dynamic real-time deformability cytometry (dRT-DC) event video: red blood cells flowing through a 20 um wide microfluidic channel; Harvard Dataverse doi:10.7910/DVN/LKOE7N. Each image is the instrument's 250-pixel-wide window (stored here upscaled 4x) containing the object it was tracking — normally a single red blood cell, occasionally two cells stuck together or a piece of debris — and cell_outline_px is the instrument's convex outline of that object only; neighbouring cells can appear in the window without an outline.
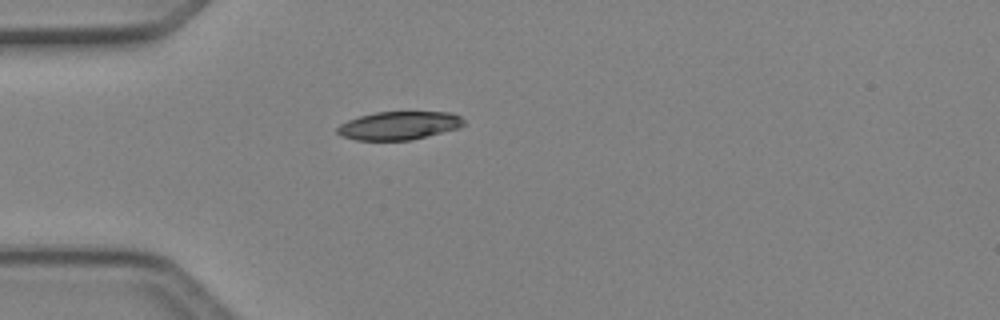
{"species": "Egyptian fruit bat (a non-hibernating species)", "species_latin": "Rousettus aegyptiacus", "temperature_condition": "cold", "stored_images_in_passage": 5, "camera_frame_rate_fps": 3000, "um_per_image_px": 0.085, "animal": {"sex": "female"}, "frame": {"image": 1, "passage_image": 5, "time_ms": 1.333, "image_size_px": [1000, 320], "cell_outline_px": [[464, 124], [460, 128], [412, 140], [356, 140], [340, 136], [336, 132], [336, 128], [340, 124], [348, 120], [360, 116], [376, 112], [452, 112], [460, 116], [464, 120]], "centroid_in_image_um": [33.92, 10.68], "position_along_channel_um": 51.1, "area_um2": 20.98}}